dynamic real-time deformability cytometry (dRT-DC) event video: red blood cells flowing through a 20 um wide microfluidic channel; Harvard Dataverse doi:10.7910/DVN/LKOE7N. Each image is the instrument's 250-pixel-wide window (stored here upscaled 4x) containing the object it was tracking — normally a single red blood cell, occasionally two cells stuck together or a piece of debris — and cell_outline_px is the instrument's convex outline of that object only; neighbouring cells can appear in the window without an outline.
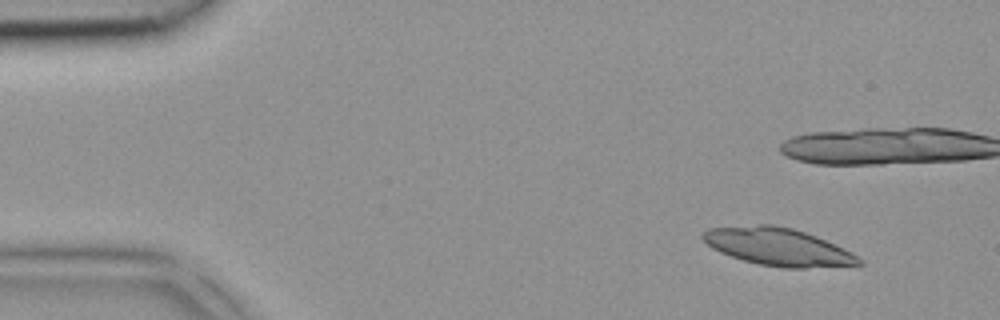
{"species": "common noctule bat (a hibernating species)", "species_latin": "Nyctalus noctula", "temperature_condition": "room temperature", "stored_images_in_passage": 4, "camera_frame_rate_fps": 3000, "um_per_image_px": 0.085, "animal": {"sex": "female", "body_mass_g": 18.4}, "frame": {"image": 1, "passage_image": 1, "time_ms": 0.0, "image_size_px": [1000, 320], "cell_outline_px": [[864, 264], [804, 268], [784, 268], [760, 264], [744, 260], [720, 252], [712, 248], [700, 236], [708, 228], [756, 224], [772, 224], [792, 228], [816, 236], [852, 252], [864, 260]], "centroid_in_image_um": [66.14, 20.97], "position_along_channel_um": 18.9, "area_um2": 34.04}}